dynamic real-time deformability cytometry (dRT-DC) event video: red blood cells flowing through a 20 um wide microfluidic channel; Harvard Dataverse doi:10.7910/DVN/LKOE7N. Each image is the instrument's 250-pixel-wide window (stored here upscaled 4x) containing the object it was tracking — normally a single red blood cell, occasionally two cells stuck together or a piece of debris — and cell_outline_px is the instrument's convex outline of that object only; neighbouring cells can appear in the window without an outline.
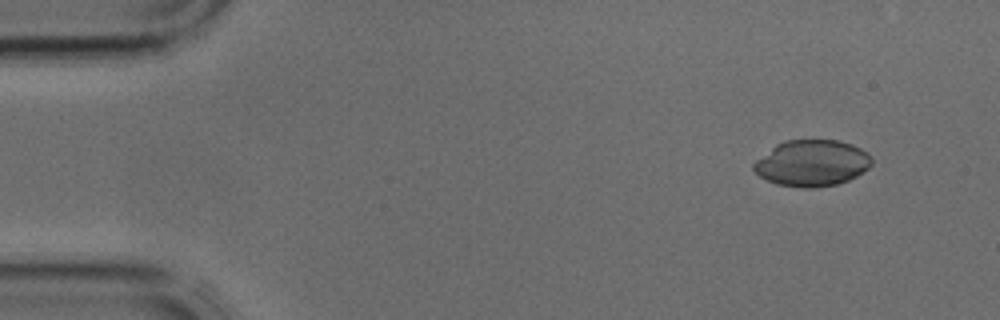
{"species": "common noctule bat (a hibernating species)", "species_latin": "Nyctalus noctula", "temperature_condition": "cold", "stored_images_in_passage": 3, "camera_frame_rate_fps": 3000, "um_per_image_px": 0.085, "animal": {"sex": "male", "body_mass_g": 17.9, "forearm_length_mm": 54.2}, "frame": {"image": 1, "passage_image": 1, "time_ms": 0.0, "image_size_px": [1000, 320], "cell_outline_px": [[872, 164], [864, 172], [848, 180], [836, 184], [812, 188], [800, 188], [776, 184], [760, 176], [752, 168], [752, 164], [756, 160], [776, 144], [784, 140], [836, 140], [852, 144], [868, 152], [872, 156]], "centroid_in_image_um": [69.03, 13.86], "position_along_channel_um": 16.0, "area_um2": 31.96}}
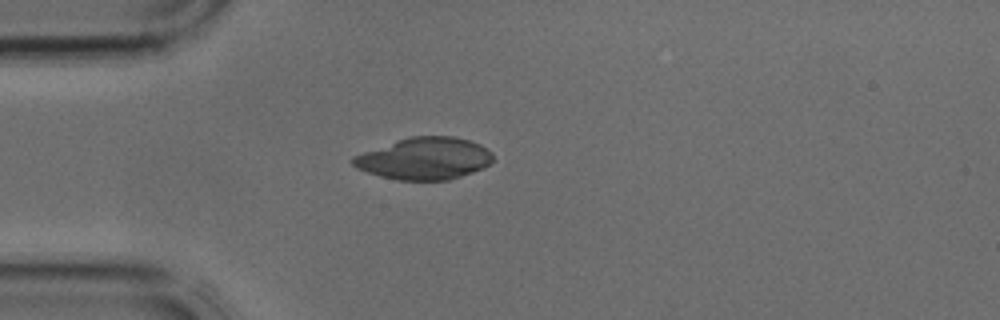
{"frame": {"image": 2, "passage_image": 3, "time_ms": 0.667, "image_size_px": [1000, 320], "cell_outline_px": [[492, 160], [484, 168], [448, 180], [396, 180], [380, 176], [356, 168], [352, 164], [352, 156], [412, 136], [452, 136], [468, 140], [480, 144], [488, 148], [492, 152]], "centroid_in_image_um": [36.1, 13.48], "position_along_channel_um": 48.9, "area_um2": 33.93}}